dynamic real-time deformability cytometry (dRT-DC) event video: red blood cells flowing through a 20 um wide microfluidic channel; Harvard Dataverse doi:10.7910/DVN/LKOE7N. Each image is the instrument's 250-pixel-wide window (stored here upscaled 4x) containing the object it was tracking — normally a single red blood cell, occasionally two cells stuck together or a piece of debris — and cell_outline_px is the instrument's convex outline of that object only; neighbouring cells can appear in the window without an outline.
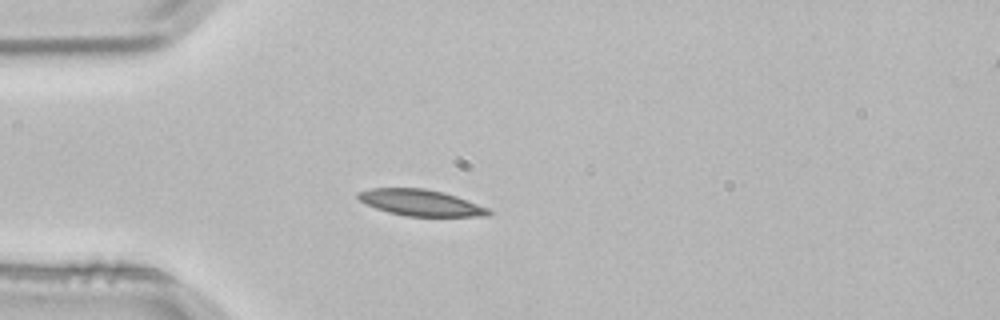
{"species": "common noctule bat (a hibernating species)", "species_latin": "Nyctalus noctula", "temperature_condition": "room temperature", "stored_images_in_passage": 2, "camera_frame_rate_fps": 3000, "um_per_image_px": 0.085, "animal": {"sex": "male", "body_mass_g": 21.5, "forearm_length_mm": 52.0}, "frame": {"image": 1, "passage_image": 2, "time_ms": 0.333, "image_size_px": [1000, 320], "cell_outline_px": [[492, 212], [488, 216], [408, 216], [388, 212], [364, 204], [356, 196], [356, 192], [372, 188], [424, 188], [444, 192], [456, 196], [488, 208]], "centroid_in_image_um": [35.72, 17.22], "position_along_channel_um": 49.3, "area_um2": 19.94}}